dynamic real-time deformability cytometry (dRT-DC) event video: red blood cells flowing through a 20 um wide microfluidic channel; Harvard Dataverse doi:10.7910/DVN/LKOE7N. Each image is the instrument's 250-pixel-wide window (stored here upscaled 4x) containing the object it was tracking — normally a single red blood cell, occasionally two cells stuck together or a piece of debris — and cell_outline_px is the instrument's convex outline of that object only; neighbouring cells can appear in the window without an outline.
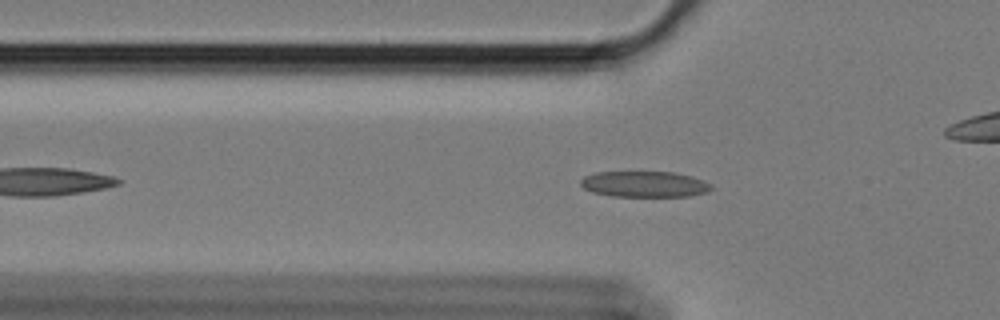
{"species": "Egyptian fruit bat (a non-hibernating species)", "species_latin": "Rousettus aegyptiacus", "temperature_condition": "cold", "stored_images_in_passage": 50, "camera_frame_rate_fps": 3000, "um_per_image_px": 0.085, "animal": {"sex": "female"}, "frame": {"image": 1, "passage_image": 10, "time_ms": 3.0, "image_size_px": [1000, 320], "cell_outline_px": [[712, 188], [708, 192], [688, 196], [612, 196], [592, 192], [584, 188], [580, 184], [580, 180], [584, 176], [596, 172], [676, 172], [692, 176], [704, 180], [712, 184]], "centroid_in_image_um": [54.8, 15.65], "position_along_channel_um": 71.0, "area_um2": 19.83}}
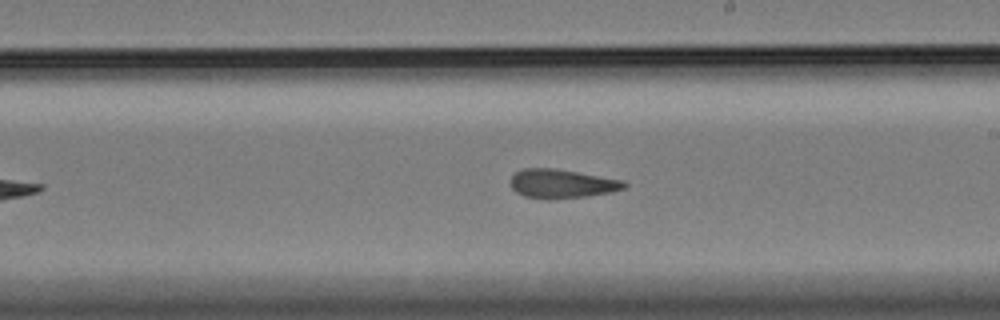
{"frame": {"image": 2, "passage_image": 25, "time_ms": 8.0, "image_size_px": [1000, 320], "cell_outline_px": [[628, 184], [624, 188], [612, 192], [588, 196], [552, 200], [548, 200], [524, 196], [516, 192], [512, 188], [512, 176], [516, 172], [524, 168], [556, 168], [624, 180]], "centroid_in_image_um": [47.78, 15.62], "position_along_channel_um": 241.2, "area_um2": 19.36}}
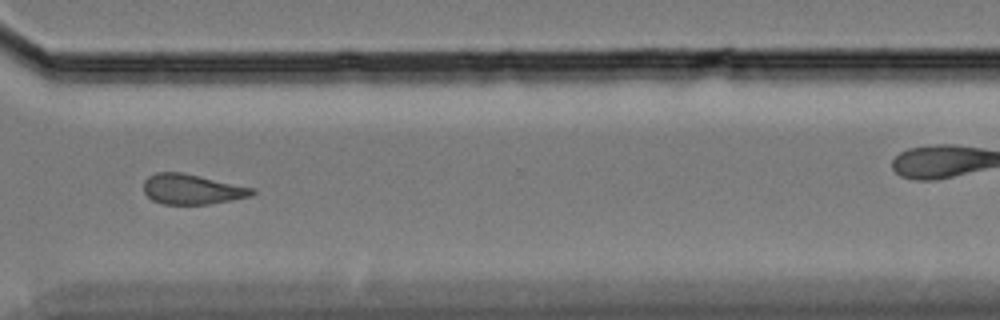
{"frame": {"image": 3, "passage_image": 35, "time_ms": 11.333, "image_size_px": [1000, 320], "cell_outline_px": [[256, 192], [252, 196], [232, 200], [208, 204], [164, 204], [152, 200], [144, 192], [144, 180], [148, 176], [156, 172], [184, 172], [256, 188]], "centroid_in_image_um": [16.35, 16.07], "position_along_channel_um": 354.2, "area_um2": 19.31}, "authors_computed_cell_mechanics": {"area_um2": 19.2763, "velocity_mm_per_s": 3.3894, "shape_relaxation_time_tau1_ms": null, "shape_relaxation_time_tau2_ms": 3.7779, "deformation_change_tau1": null, "deformation_change_tau2": 0.1108}}